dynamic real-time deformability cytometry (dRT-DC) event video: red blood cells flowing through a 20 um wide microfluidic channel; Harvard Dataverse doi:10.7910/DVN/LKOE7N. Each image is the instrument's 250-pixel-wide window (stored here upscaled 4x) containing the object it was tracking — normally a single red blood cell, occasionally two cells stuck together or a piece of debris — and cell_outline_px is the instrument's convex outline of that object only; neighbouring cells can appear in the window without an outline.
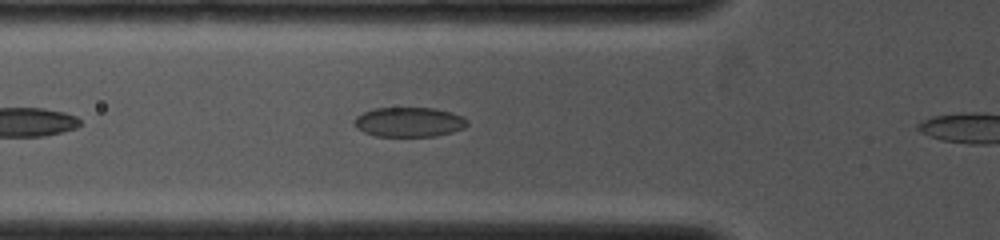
{"species": "common noctule bat (a hibernating species)", "species_latin": "Nyctalus noctula", "temperature_condition": "cold", "stored_images_in_passage": 10, "camera_frame_rate_fps": 4000, "um_per_image_px": 0.085, "animal": {"sex": "female", "body_mass_g": 19.0, "forearm_length_mm": 53.3}, "frame": {"image": 1, "passage_image": 8, "time_ms": 2.0, "image_size_px": [1000, 240], "cell_outline_px": [[468, 124], [464, 128], [452, 132], [436, 136], [376, 136], [364, 132], [356, 128], [356, 116], [372, 108], [436, 108], [452, 112], [464, 116], [468, 120]], "centroid_in_image_um": [34.82, 10.37], "position_along_channel_um": 91.0, "area_um2": 19.59}}